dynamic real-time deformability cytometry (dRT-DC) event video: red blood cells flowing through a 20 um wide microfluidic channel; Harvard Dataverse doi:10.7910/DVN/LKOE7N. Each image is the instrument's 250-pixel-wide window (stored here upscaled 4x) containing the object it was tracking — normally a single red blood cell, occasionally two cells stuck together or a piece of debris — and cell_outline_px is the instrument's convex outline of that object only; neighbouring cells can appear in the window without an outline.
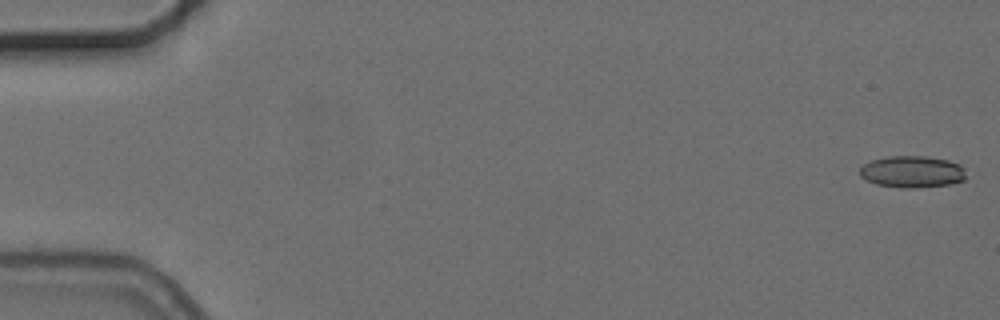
{"species": "common noctule bat (a hibernating species)", "species_latin": "Nyctalus noctula", "temperature_condition": "cold", "stored_images_in_passage": 55, "camera_frame_rate_fps": 3000, "um_per_image_px": 0.085, "animal": {"sex": "female", "body_mass_g": 24.6, "forearm_length_mm": 56.2}, "frame": {"image": 1, "passage_image": 1, "time_ms": 0.0, "image_size_px": [1000, 320], "cell_outline_px": [[964, 180], [948, 184], [916, 188], [904, 188], [876, 184], [860, 176], [860, 168], [864, 164], [872, 160], [888, 156], [924, 156], [948, 160], [960, 164], [964, 168]], "centroid_in_image_um": [77.53, 14.59], "position_along_channel_um": 7.5, "area_um2": 19.54}}
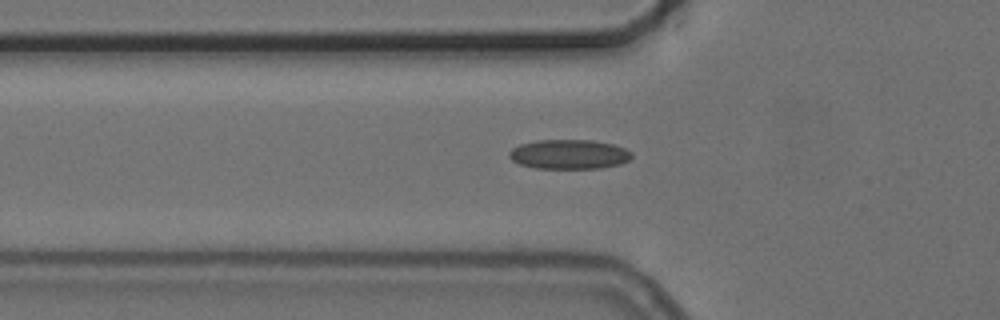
{"frame": {"image": 2, "passage_image": 19, "time_ms": 6.0, "image_size_px": [1000, 320], "cell_outline_px": [[632, 156], [628, 160], [620, 164], [600, 168], [536, 168], [520, 164], [512, 160], [508, 156], [508, 152], [512, 148], [520, 144], [536, 140], [592, 140], [612, 144], [624, 148], [632, 152]], "centroid_in_image_um": [48.35, 13.11], "position_along_channel_um": 77.5, "area_um2": 21.04}}
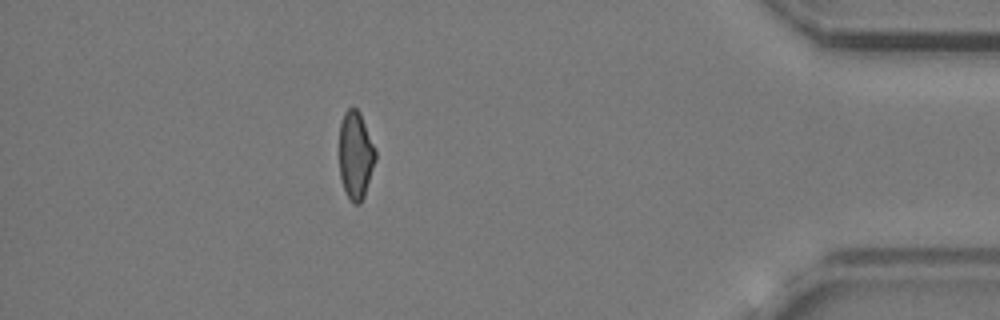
{"frame": {"image": 3, "passage_image": 49, "time_ms": 16.0, "image_size_px": [1000, 320], "cell_outline_px": [[376, 160], [364, 196], [360, 204], [352, 204], [344, 188], [340, 176], [340, 124], [344, 112], [352, 104], [360, 112], [376, 148]], "centroid_in_image_um": [30.24, 13.16], "position_along_channel_um": 405.0, "area_um2": 18.67}, "authors_computed_cell_mechanics": {"area_um2": 19.5364, "velocity_mm_per_s": 3.7268, "shape_relaxation_time_tau1_ms": null, "shape_relaxation_time_tau2_ms": 3.6822, "deformation_change_tau1": null, "deformation_change_tau2": 0.1205}}